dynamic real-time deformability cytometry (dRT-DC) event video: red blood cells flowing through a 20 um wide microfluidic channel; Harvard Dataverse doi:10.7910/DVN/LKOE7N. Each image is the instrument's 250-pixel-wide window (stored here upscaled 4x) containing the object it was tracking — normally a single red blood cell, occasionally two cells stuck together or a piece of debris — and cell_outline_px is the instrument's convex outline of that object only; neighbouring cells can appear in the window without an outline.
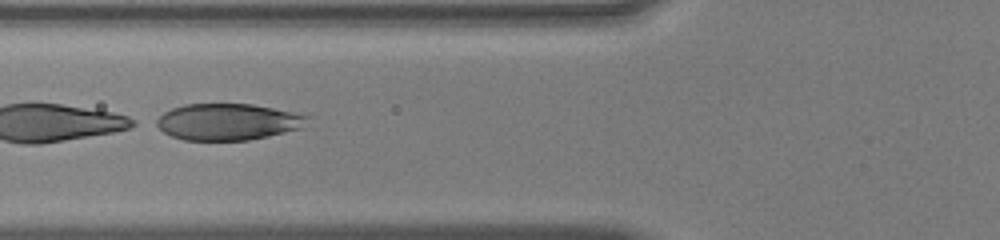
{"species": "human", "species_latin": "Homo sapiens", "temperature_condition": "warm", "stored_images_in_passage": 49, "segment_of_instrument_passage": [2, 2], "camera_frame_rate_fps": 3000, "um_per_image_px": 0.085, "donor": {"sex": "male"}, "frame": {"image": 1, "passage_image": 19, "time_ms": 6.0, "image_size_px": [1000, 240], "cell_outline_px": [[312, 116], [300, 128], [268, 136], [248, 140], [184, 140], [172, 136], [164, 132], [152, 124], [152, 120], [164, 112], [172, 108], [184, 104], [252, 104]], "centroid_in_image_um": [19.29, 10.35], "position_along_channel_um": 106.5, "area_um2": 32.19}}
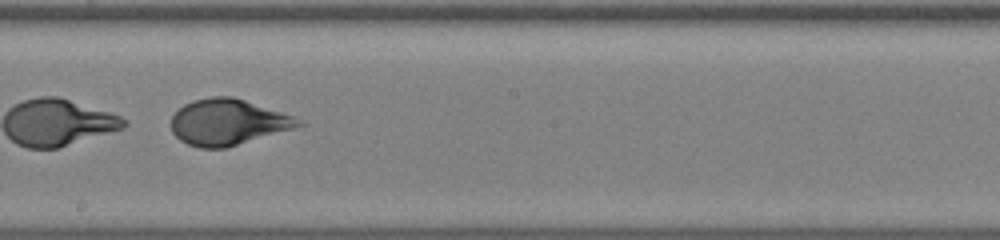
{"frame": {"image": 2, "passage_image": 28, "time_ms": 9.0, "image_size_px": [1000, 240], "cell_outline_px": [[308, 124], [296, 128], [224, 148], [200, 148], [188, 144], [180, 140], [172, 132], [172, 116], [184, 104], [192, 100], [212, 96], [232, 96], [304, 120]], "centroid_in_image_um": [19.38, 10.38], "position_along_channel_um": 228.8, "area_um2": 33.93}}